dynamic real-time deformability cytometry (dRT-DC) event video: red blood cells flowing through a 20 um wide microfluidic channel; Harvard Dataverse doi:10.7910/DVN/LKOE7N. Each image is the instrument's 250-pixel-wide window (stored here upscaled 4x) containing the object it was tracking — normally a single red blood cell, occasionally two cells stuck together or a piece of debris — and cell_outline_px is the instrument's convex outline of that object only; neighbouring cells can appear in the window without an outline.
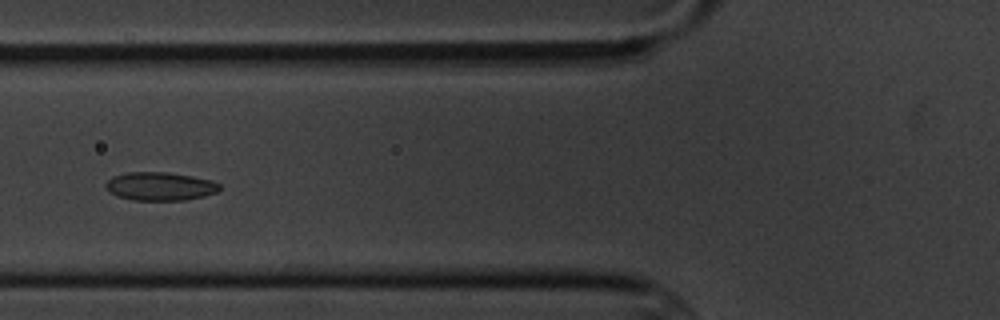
{"species": "common noctule bat (a hibernating species)", "species_latin": "Nyctalus noctula", "temperature_condition": "cold", "stored_images_in_passage": 6, "camera_frame_rate_fps": 3000, "um_per_image_px": 0.085, "animal": {"sex": "male", "body_mass_g": 20.1, "forearm_length_mm": 53.5}, "frame": {"image": 1, "passage_image": 5, "time_ms": 4.667, "image_size_px": [1000, 320], "cell_outline_px": [[220, 188], [216, 192], [204, 196], [184, 200], [132, 200], [116, 196], [108, 192], [104, 188], [104, 184], [112, 176], [128, 172], [168, 172], [192, 176], [212, 180], [220, 184]], "centroid_in_image_um": [13.56, 15.83], "position_along_channel_um": 112.2, "area_um2": 19.02}}
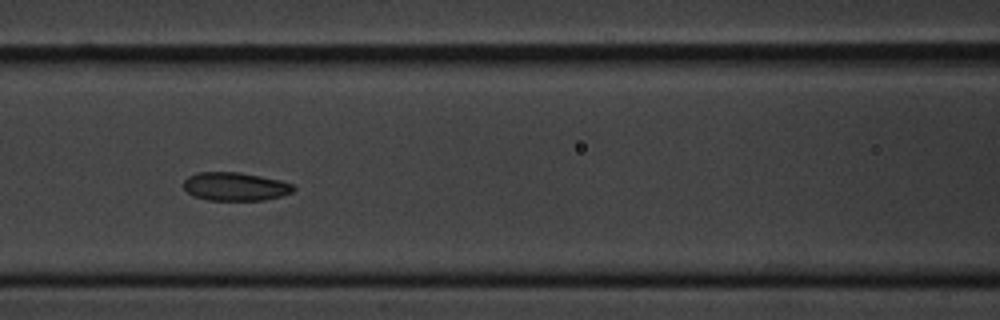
{"frame": {"image": 2, "passage_image": 6, "time_ms": 5.667, "image_size_px": [1000, 320], "cell_outline_px": [[296, 188], [292, 192], [280, 196], [264, 200], [208, 200], [192, 196], [184, 188], [184, 180], [188, 176], [196, 172], [240, 172], [280, 180], [292, 184]], "centroid_in_image_um": [19.97, 15.85], "position_along_channel_um": 146.6, "area_um2": 18.21}}